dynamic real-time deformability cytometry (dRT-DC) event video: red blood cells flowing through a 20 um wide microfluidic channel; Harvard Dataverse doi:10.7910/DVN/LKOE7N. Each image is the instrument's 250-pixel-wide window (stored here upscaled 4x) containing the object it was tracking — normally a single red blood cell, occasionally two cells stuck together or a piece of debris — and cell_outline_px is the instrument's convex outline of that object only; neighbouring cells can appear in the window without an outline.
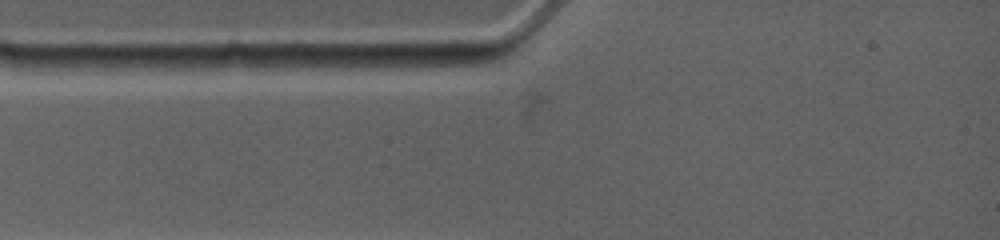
{"species": "common noctule bat (a hibernating species)", "species_latin": "Nyctalus noctula", "temperature_condition": "warm", "stored_images_in_passage": 2, "camera_frame_rate_fps": 4500, "um_per_image_px": 0.085, "animal": {"sex": "female", "body_mass_g": 19.0, "forearm_length_mm": 53.3}, "frame": {"image": 1, "passage_image": 1, "time_ms": 0.0, "image_size_px": [1000, 240], "cell_outline_px": [[380, 64], [368, 72], [268, 72], [260, 64], [268, 56], [376, 56]], "centroid_in_image_um": [27.2, 5.43], "position_along_channel_um": 57.8, "area_um2": 12.95}}